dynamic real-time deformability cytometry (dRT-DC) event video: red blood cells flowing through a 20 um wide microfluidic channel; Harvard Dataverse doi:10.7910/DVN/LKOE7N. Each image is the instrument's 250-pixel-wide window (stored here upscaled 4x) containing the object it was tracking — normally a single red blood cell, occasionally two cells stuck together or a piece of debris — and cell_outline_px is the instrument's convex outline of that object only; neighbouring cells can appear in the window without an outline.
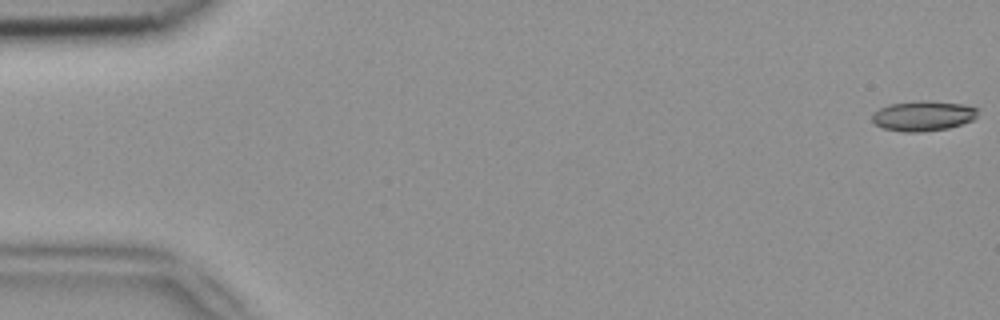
{"species": "common noctule bat (a hibernating species)", "species_latin": "Nyctalus noctula", "temperature_condition": "room temperature", "stored_images_in_passage": 52, "camera_frame_rate_fps": 3000, "um_per_image_px": 0.085, "animal": {"sex": "female", "body_mass_g": 18.4}, "frame": {"image": 1, "passage_image": 1, "time_ms": 0.0, "image_size_px": [1000, 320], "cell_outline_px": [[980, 108], [976, 116], [972, 120], [948, 128], [924, 132], [904, 132], [884, 128], [876, 124], [872, 120], [872, 112], [888, 104], [924, 100], [964, 104]], "centroid_in_image_um": [78.47, 9.84], "position_along_channel_um": 6.5, "area_um2": 18.61}}
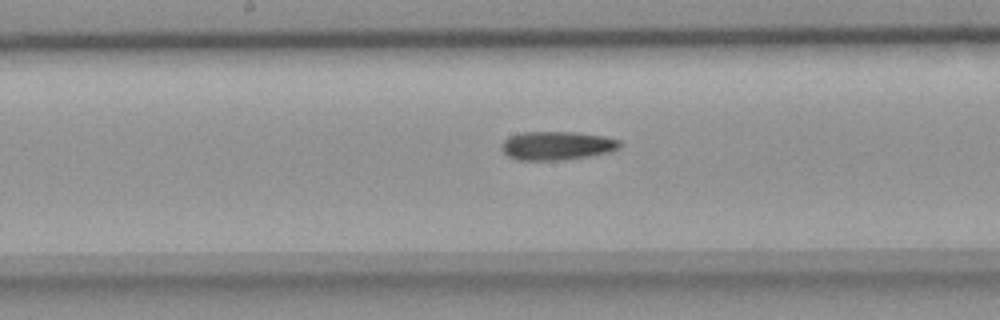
{"frame": {"image": 2, "passage_image": 27, "time_ms": 8.667, "image_size_px": [1000, 320], "cell_outline_px": [[620, 148], [608, 152], [592, 156], [560, 160], [520, 160], [508, 156], [500, 148], [500, 144], [508, 136], [520, 132], [576, 132], [604, 136], [620, 140]], "centroid_in_image_um": [47.31, 12.37], "position_along_channel_um": 200.9, "area_um2": 19.88}}
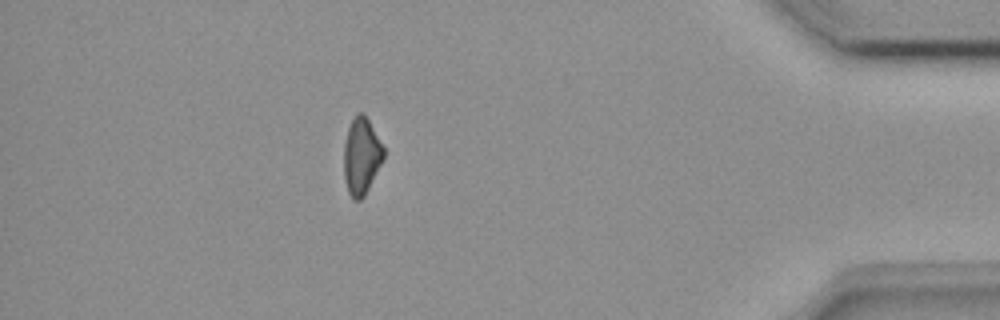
{"frame": {"image": 3, "passage_image": 46, "time_ms": 15.0, "image_size_px": [1000, 320], "cell_outline_px": [[384, 160], [364, 196], [360, 200], [352, 200], [348, 192], [344, 176], [344, 144], [348, 128], [356, 112], [364, 112], [384, 148]], "centroid_in_image_um": [30.72, 13.27], "position_along_channel_um": 404.5, "area_um2": 17.86}, "authors_computed_cell_mechanics": {"area_um2": 18.9873, "velocity_mm_per_s": 3.953, "shape_relaxation_time_tau1_ms": null, "shape_relaxation_time_tau2_ms": 7.7373, "deformation_change_tau1": null, "deformation_change_tau2": 0.1944}}